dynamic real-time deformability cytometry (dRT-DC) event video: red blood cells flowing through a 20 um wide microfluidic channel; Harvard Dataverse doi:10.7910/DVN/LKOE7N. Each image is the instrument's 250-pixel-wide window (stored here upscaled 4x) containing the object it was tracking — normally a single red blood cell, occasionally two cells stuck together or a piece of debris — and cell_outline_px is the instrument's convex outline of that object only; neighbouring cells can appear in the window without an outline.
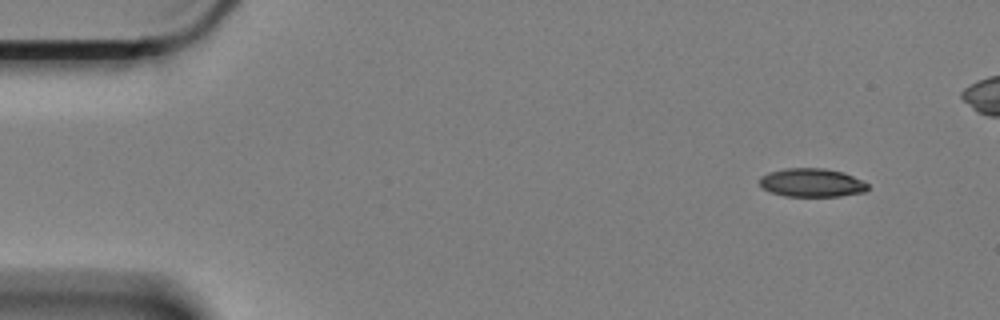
{"species": "Egyptian fruit bat (a non-hibernating species)", "species_latin": "Rousettus aegyptiacus", "temperature_condition": "cold", "stored_images_in_passage": 51, "camera_frame_rate_fps": 3000, "um_per_image_px": 0.085, "animal": {"sex": "female"}, "frame": {"image": 1, "passage_image": 1, "time_ms": 0.0, "image_size_px": [1000, 320], "cell_outline_px": [[868, 188], [864, 192], [840, 196], [788, 196], [772, 192], [764, 188], [760, 184], [760, 180], [764, 176], [772, 172], [788, 168], [820, 168], [840, 172], [852, 176], [868, 184]], "centroid_in_image_um": [69.03, 15.54], "position_along_channel_um": 16.0, "area_um2": 17.4}}
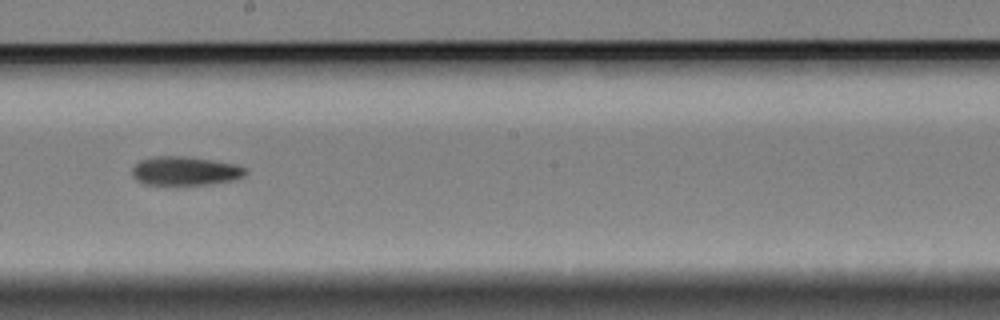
{"frame": {"image": 2, "passage_image": 29, "time_ms": 9.333, "image_size_px": [1000, 320], "cell_outline_px": [[244, 172], [240, 176], [228, 180], [204, 184], [144, 184], [136, 180], [132, 176], [132, 168], [140, 160], [160, 156], [176, 156], [208, 160], [232, 164], [244, 168]], "centroid_in_image_um": [15.59, 14.53], "position_along_channel_um": 232.6, "area_um2": 18.09}}
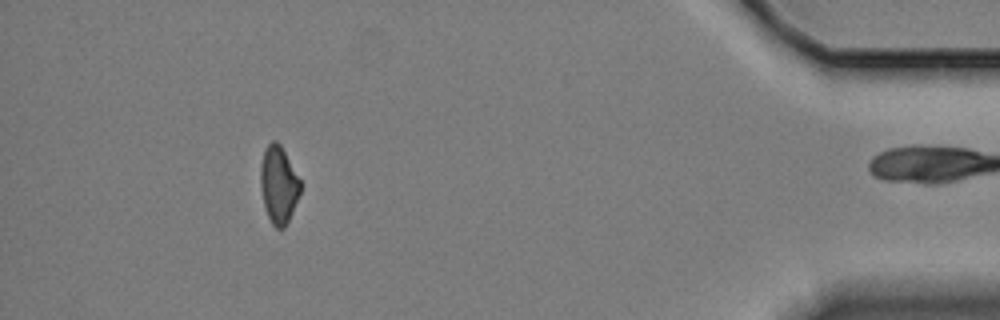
{"frame": {"image": 3, "passage_image": 50, "time_ms": 16.333, "image_size_px": [1000, 320], "cell_outline_px": [[300, 192], [288, 220], [284, 228], [276, 228], [272, 224], [264, 208], [260, 188], [260, 164], [264, 148], [272, 140], [276, 140], [280, 144], [300, 180]], "centroid_in_image_um": [23.64, 15.68], "position_along_channel_um": 411.6, "area_um2": 17.86}}